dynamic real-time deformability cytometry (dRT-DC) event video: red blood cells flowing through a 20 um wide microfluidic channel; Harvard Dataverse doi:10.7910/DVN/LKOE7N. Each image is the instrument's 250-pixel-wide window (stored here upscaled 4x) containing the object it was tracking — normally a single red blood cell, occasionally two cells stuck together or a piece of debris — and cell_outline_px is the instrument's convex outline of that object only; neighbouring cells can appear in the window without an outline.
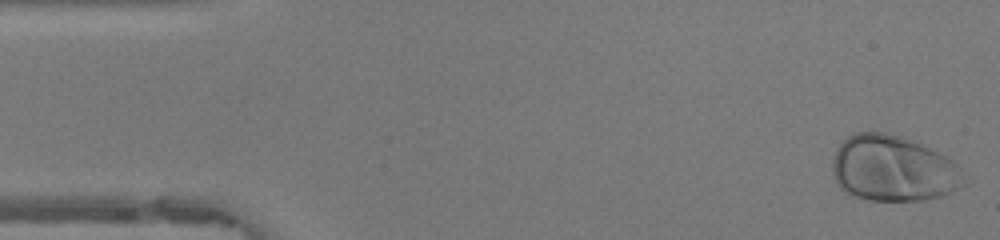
{"species": "human", "species_latin": "Homo sapiens", "temperature_condition": "warm", "stored_images_in_passage": 47, "camera_frame_rate_fps": 3000, "um_per_image_px": 0.085, "donor": {"sex": "female"}, "frame": {"image": 1, "passage_image": 1, "time_ms": 0.0, "image_size_px": [1000, 240], "cell_outline_px": [[972, 180], [968, 184], [960, 188], [940, 196], [924, 200], [872, 200], [852, 196], [844, 192], [840, 188], [832, 172], [832, 160], [840, 144], [852, 132], [884, 132], [904, 136], [952, 160]], "centroid_in_image_um": [75.96, 14.34], "position_along_channel_um": 9.0, "area_um2": 50.98}}
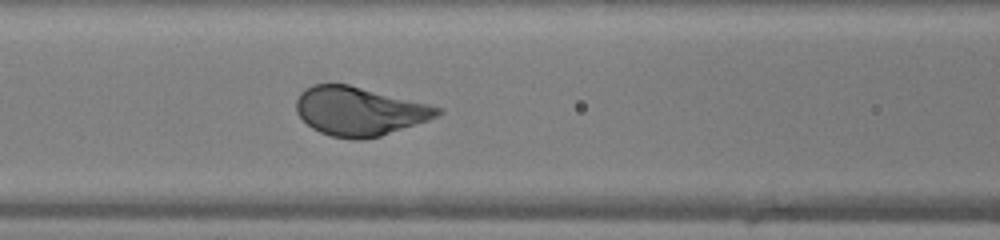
{"frame": {"image": 2, "passage_image": 19, "time_ms": 6.0, "image_size_px": [1000, 240], "cell_outline_px": [[444, 112], [428, 120], [380, 136], [360, 140], [352, 140], [332, 136], [320, 132], [312, 128], [296, 112], [296, 100], [300, 92], [316, 84], [348, 84], [444, 108]], "centroid_in_image_um": [30.54, 9.46], "position_along_channel_um": 136.1, "area_um2": 39.82}}
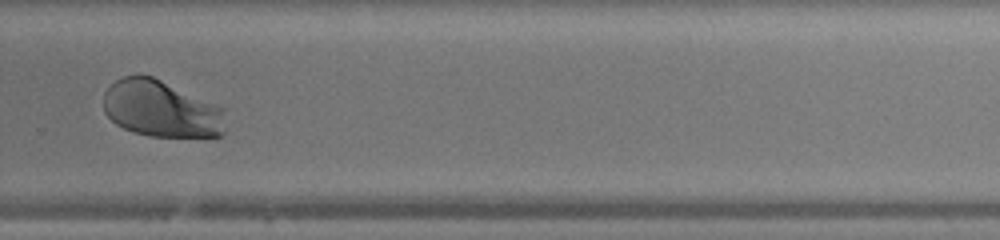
{"frame": {"image": 3, "passage_image": 32, "time_ms": 10.333, "image_size_px": [1000, 240], "cell_outline_px": [[228, 128], [220, 136], [148, 136], [132, 132], [116, 124], [104, 112], [104, 92], [116, 80], [124, 76], [152, 76], [216, 104], [224, 108]], "centroid_in_image_um": [13.74, 9.27], "position_along_channel_um": 316.1, "area_um2": 40.4}, "authors_computed_cell_mechanics": {"area_um2": 41.3848, "velocity_mm_per_s": 4.1608, "shape_relaxation_time_tau1_ms": 1.6334, "shape_relaxation_time_tau2_ms": null, "deformation_change_tau1": 0.1403, "deformation_change_tau2": null}}